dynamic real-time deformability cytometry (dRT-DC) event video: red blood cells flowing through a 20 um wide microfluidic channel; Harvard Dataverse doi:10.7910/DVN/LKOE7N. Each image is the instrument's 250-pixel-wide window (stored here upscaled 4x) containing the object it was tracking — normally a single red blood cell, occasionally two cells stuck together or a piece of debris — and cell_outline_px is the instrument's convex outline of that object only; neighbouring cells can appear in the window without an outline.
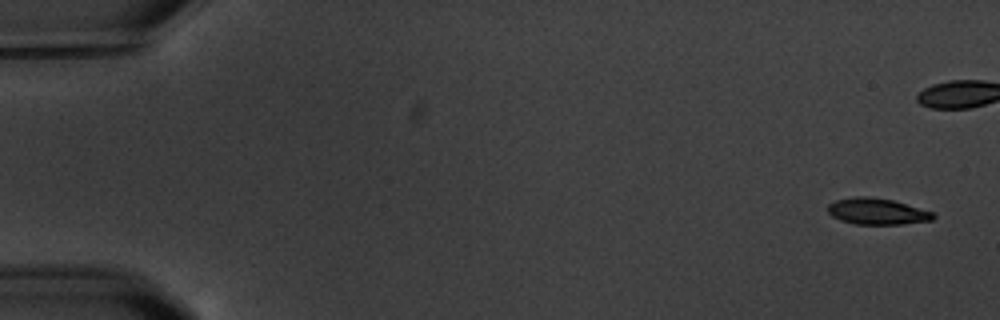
{"species": "common noctule bat (a hibernating species)", "species_latin": "Nyctalus noctula", "temperature_condition": "warm", "stored_images_in_passage": 7, "camera_frame_rate_fps": 3000, "um_per_image_px": 0.085, "animal": {"sex": "male", "body_mass_g": 20.1, "forearm_length_mm": 53.5}, "frame": {"image": 1, "passage_image": 1, "time_ms": 0.0, "image_size_px": [1000, 320], "cell_outline_px": [[936, 216], [932, 220], [904, 224], [856, 224], [840, 220], [832, 216], [828, 212], [828, 204], [836, 200], [856, 196], [868, 196], [892, 200], [932, 212]], "centroid_in_image_um": [74.53, 17.97], "position_along_channel_um": 10.5, "area_um2": 16.01}}